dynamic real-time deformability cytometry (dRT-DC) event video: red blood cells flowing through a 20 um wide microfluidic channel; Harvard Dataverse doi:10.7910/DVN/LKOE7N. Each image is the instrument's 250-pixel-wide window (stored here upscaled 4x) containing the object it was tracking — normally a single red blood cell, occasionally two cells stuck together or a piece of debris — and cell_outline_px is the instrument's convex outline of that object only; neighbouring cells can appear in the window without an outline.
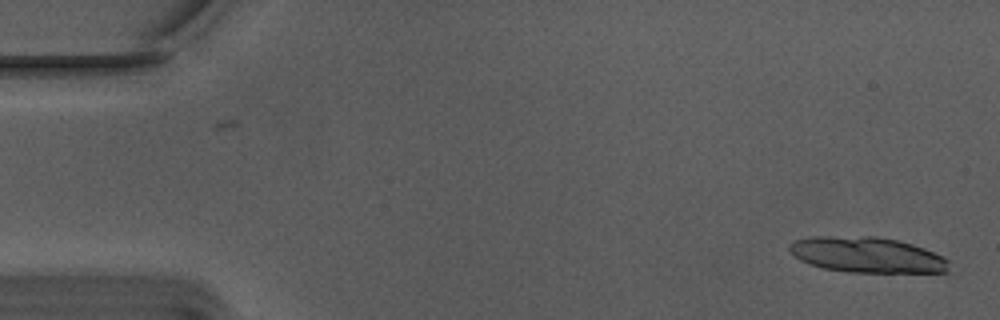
{"species": "Egyptian fruit bat (a non-hibernating species)", "species_latin": "Rousettus aegyptiacus", "temperature_condition": "warm", "stored_images_in_passage": 15, "camera_frame_rate_fps": 3000, "um_per_image_px": 0.085, "animal": {"sex": "male"}, "frame": {"image": 1, "passage_image": 1, "time_ms": 0.0, "image_size_px": [1000, 320], "cell_outline_px": [[948, 272], [848, 272], [824, 268], [808, 264], [800, 260], [788, 248], [788, 244], [796, 240], [808, 236], [876, 236], [896, 240], [912, 244], [924, 248], [948, 260]], "centroid_in_image_um": [73.65, 21.65], "position_along_channel_um": 11.4, "area_um2": 32.95}}